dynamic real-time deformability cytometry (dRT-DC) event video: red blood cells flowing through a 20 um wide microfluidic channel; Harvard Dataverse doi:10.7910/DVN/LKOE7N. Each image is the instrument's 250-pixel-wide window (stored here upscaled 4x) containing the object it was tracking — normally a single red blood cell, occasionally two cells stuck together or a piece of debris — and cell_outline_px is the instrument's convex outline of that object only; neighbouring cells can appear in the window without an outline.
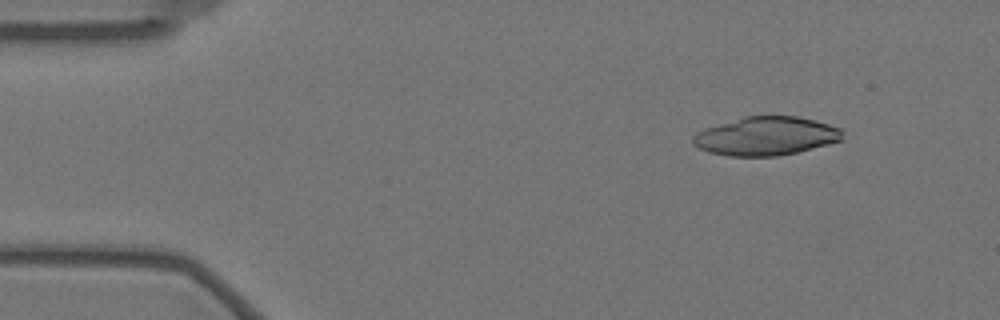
{"species": "Egyptian fruit bat (a non-hibernating species)", "species_latin": "Rousettus aegyptiacus", "temperature_condition": "warm", "stored_images_in_passage": 52, "camera_frame_rate_fps": 3000, "um_per_image_px": 0.085, "animal": {"sex": "female"}, "frame": {"image": 1, "passage_image": 1, "time_ms": 0.0, "image_size_px": [1000, 320], "cell_outline_px": [[844, 140], [780, 156], [728, 156], [708, 152], [692, 144], [692, 136], [696, 132], [704, 128], [744, 116], [796, 116], [816, 120], [840, 128], [844, 132]], "centroid_in_image_um": [65.11, 11.57], "position_along_channel_um": 19.9, "area_um2": 33.87}}